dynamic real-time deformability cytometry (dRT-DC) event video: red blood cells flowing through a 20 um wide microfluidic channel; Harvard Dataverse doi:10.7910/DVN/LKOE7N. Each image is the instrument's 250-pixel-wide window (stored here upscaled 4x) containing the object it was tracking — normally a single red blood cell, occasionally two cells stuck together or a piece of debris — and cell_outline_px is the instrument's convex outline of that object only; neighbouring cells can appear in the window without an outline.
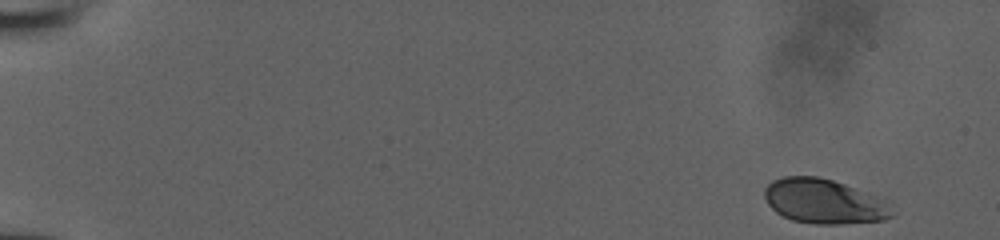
{"species": "human", "species_latin": "Homo sapiens", "temperature_condition": "room temperature", "stored_images_in_passage": 10, "camera_frame_rate_fps": 3000, "um_per_image_px": 0.085, "donor": {"sex": "male"}, "frame": {"image": 1, "passage_image": 1, "time_ms": 0.0, "image_size_px": [1000, 240], "cell_outline_px": [[892, 216], [884, 220], [840, 224], [816, 224], [792, 220], [776, 212], [768, 204], [764, 196], [764, 188], [772, 180], [784, 176], [816, 176], [832, 180], [844, 184], [888, 200]], "centroid_in_image_um": [70.03, 17.11], "position_along_channel_um": 15.0, "area_um2": 33.12}}
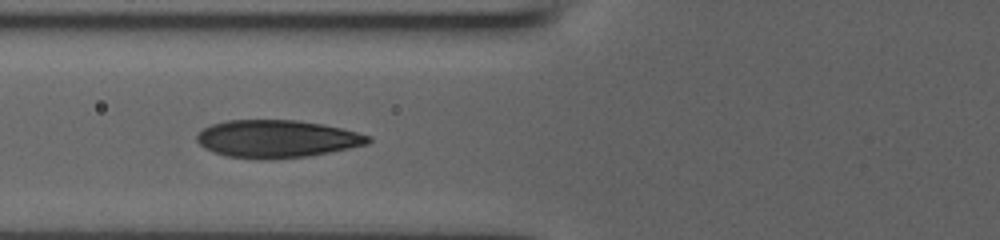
{"frame": {"image": 2, "passage_image": 9, "time_ms": 2.667, "image_size_px": [1000, 240], "cell_outline_px": [[372, 140], [368, 144], [308, 156], [272, 160], [256, 160], [228, 156], [212, 152], [204, 148], [196, 140], [196, 136], [204, 128], [212, 124], [228, 120], [296, 120], [324, 124], [372, 136]], "centroid_in_image_um": [23.52, 11.81], "position_along_channel_um": 102.3, "area_um2": 37.74}}